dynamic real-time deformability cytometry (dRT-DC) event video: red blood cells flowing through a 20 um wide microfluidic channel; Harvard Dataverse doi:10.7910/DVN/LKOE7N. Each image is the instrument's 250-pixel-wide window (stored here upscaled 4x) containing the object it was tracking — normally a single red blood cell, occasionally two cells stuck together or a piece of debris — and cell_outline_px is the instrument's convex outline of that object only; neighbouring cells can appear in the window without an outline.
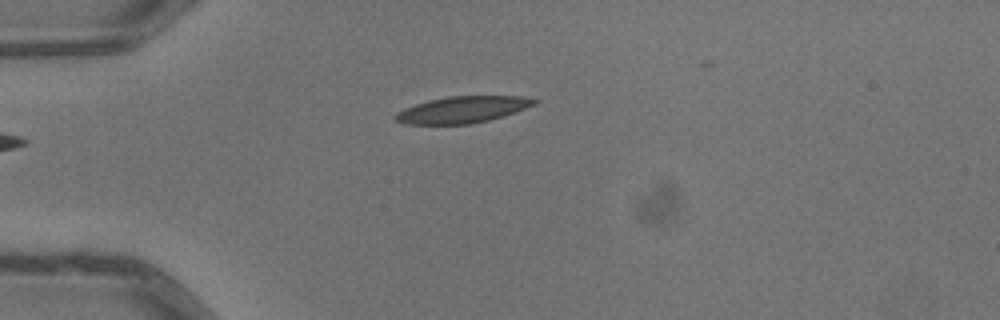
{"species": "common noctule bat (a hibernating species)", "species_latin": "Nyctalus noctula", "temperature_condition": "warm", "stored_images_in_passage": 2, "camera_frame_rate_fps": 3000, "um_per_image_px": 0.085, "animal": {"sex": "male", "body_mass_g": 13.3}, "frame": {"image": 1, "passage_image": 1, "time_ms": 0.0, "image_size_px": [1000, 320], "cell_outline_px": [[540, 100], [536, 104], [488, 120], [472, 124], [404, 124], [396, 120], [392, 116], [396, 112], [404, 108], [428, 100], [448, 96], [520, 96]], "centroid_in_image_um": [39.25, 9.31], "position_along_channel_um": 45.7, "area_um2": 21.33}}